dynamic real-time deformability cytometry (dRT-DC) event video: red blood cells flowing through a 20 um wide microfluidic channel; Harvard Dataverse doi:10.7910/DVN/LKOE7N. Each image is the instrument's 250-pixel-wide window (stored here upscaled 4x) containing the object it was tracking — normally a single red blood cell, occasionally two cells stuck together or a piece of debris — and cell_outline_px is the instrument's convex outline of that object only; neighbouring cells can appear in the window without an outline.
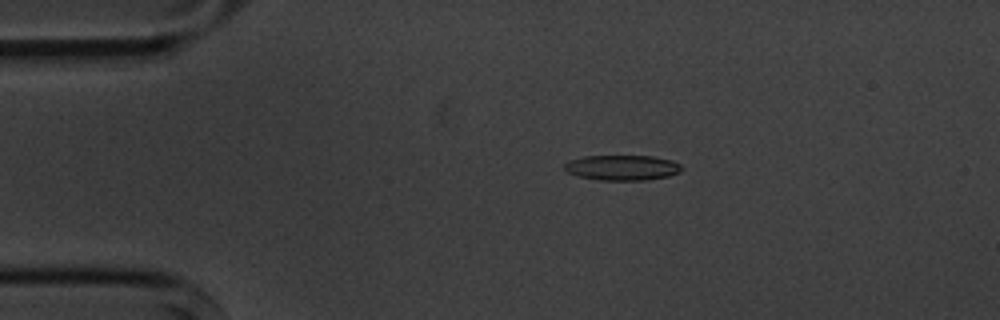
{"species": "common noctule bat (a hibernating species)", "species_latin": "Nyctalus noctula", "temperature_condition": "cold", "stored_images_in_passage": 5, "camera_frame_rate_fps": 3000, "um_per_image_px": 0.085, "animal": {"sex": "male", "body_mass_g": 20.1, "forearm_length_mm": 53.5}, "frame": {"image": 1, "passage_image": 3, "time_ms": 2.333, "image_size_px": [1000, 320], "cell_outline_px": [[680, 172], [668, 176], [648, 180], [600, 180], [576, 176], [568, 172], [564, 168], [564, 164], [568, 160], [584, 156], [652, 156], [672, 160], [680, 164]], "centroid_in_image_um": [52.86, 14.25], "position_along_channel_um": 32.1, "area_um2": 17.28}}
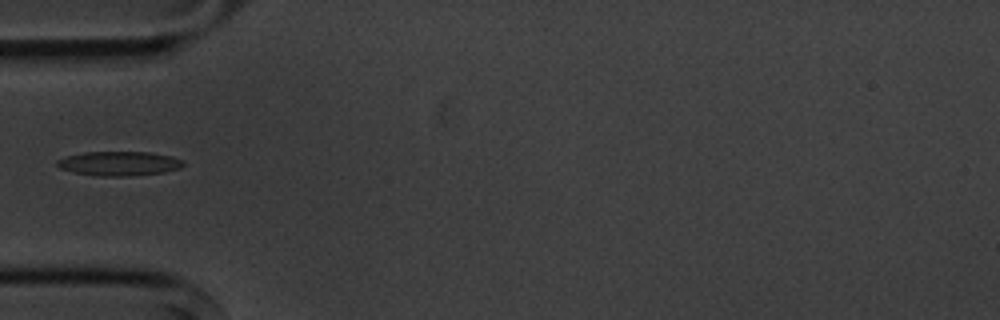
{"frame": {"image": 2, "passage_image": 5, "time_ms": 4.667, "image_size_px": [1000, 320], "cell_outline_px": [[184, 164], [180, 168], [164, 172], [128, 176], [96, 176], [72, 172], [60, 168], [56, 164], [56, 160], [68, 156], [84, 152], [148, 152], [172, 156], [184, 160]], "centroid_in_image_um": [10.13, 13.9], "position_along_channel_um": 74.9, "area_um2": 17.92}}